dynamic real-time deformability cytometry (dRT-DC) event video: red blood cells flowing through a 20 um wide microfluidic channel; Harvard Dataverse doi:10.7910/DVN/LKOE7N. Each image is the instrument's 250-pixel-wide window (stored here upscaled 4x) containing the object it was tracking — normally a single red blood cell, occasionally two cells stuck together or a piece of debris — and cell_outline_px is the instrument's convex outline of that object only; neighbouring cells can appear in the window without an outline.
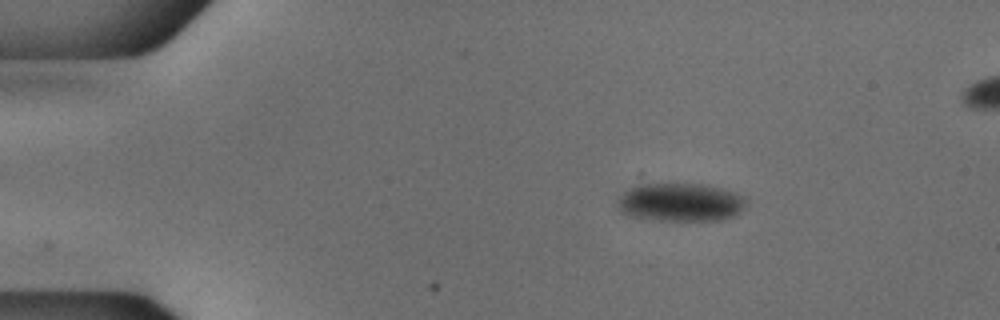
{"species": "common noctule bat (a hibernating species)", "species_latin": "Nyctalus noctula", "temperature_condition": "cold", "stored_images_in_passage": 54, "camera_frame_rate_fps": 3000, "um_per_image_px": 0.085, "animal": {"sex": "male", "body_mass_g": 18.8}, "frame": {"image": 1, "passage_image": 9, "time_ms": 2.667, "image_size_px": [1000, 320], "cell_outline_px": [[744, 208], [740, 212], [724, 220], [660, 220], [628, 216], [620, 212], [616, 204], [616, 200], [628, 188], [640, 184], [704, 184], [736, 192], [744, 200]], "centroid_in_image_um": [57.78, 17.19], "position_along_channel_um": 27.2, "area_um2": 28.73}}
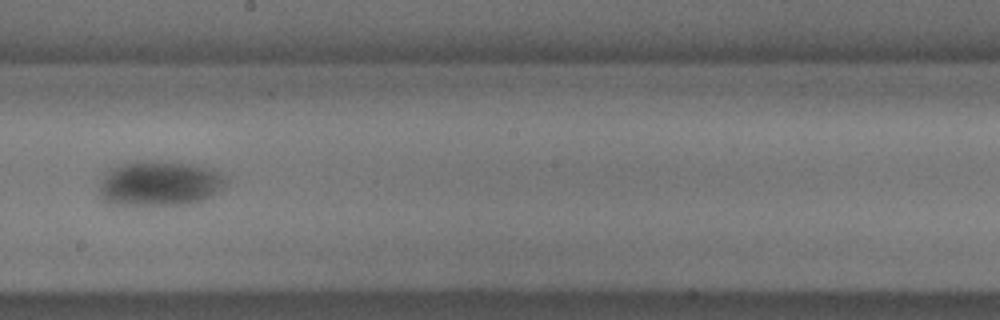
{"frame": {"image": 2, "passage_image": 31, "time_ms": 10.0, "image_size_px": [1000, 320], "cell_outline_px": [[228, 180], [220, 192], [192, 204], [108, 204], [100, 196], [100, 184], [104, 172], [108, 168], [120, 164], [136, 160], [156, 160], [192, 164], [212, 168], [228, 176]], "centroid_in_image_um": [13.58, 15.56], "position_along_channel_um": 234.6, "area_um2": 33.87}}
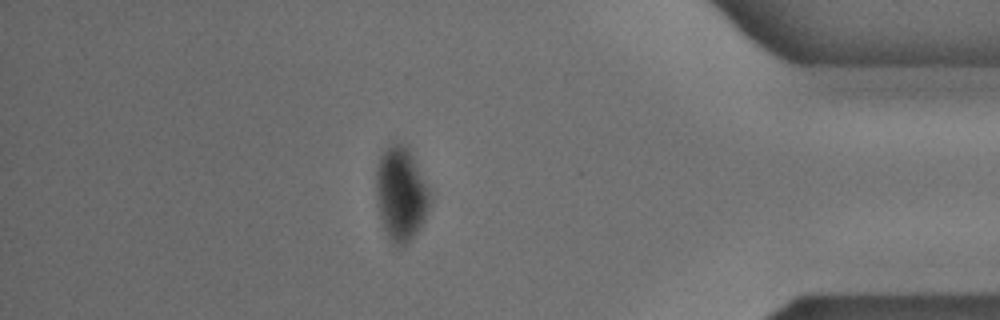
{"frame": {"image": 3, "passage_image": 47, "time_ms": 15.333, "image_size_px": [1000, 320], "cell_outline_px": [[428, 208], [424, 220], [416, 232], [400, 248], [396, 248], [388, 240], [380, 216], [376, 196], [376, 168], [380, 156], [392, 144], [404, 144], [408, 148], [412, 156], [428, 192]], "centroid_in_image_um": [34.02, 16.54], "position_along_channel_um": 401.2, "area_um2": 28.5}}